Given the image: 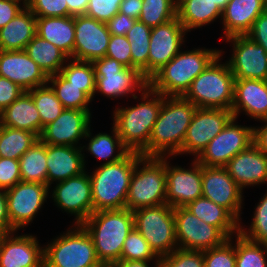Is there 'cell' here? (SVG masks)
Returning a JSON list of instances; mask_svg holds the SVG:
<instances>
[{
    "instance_id": "cell-22",
    "label": "cell",
    "mask_w": 267,
    "mask_h": 267,
    "mask_svg": "<svg viewBox=\"0 0 267 267\" xmlns=\"http://www.w3.org/2000/svg\"><path fill=\"white\" fill-rule=\"evenodd\" d=\"M14 233L0 236V267H44L43 247L36 236Z\"/></svg>"
},
{
    "instance_id": "cell-20",
    "label": "cell",
    "mask_w": 267,
    "mask_h": 267,
    "mask_svg": "<svg viewBox=\"0 0 267 267\" xmlns=\"http://www.w3.org/2000/svg\"><path fill=\"white\" fill-rule=\"evenodd\" d=\"M191 168L173 167L166 160V203L169 206L186 207L202 197V165L194 160Z\"/></svg>"
},
{
    "instance_id": "cell-39",
    "label": "cell",
    "mask_w": 267,
    "mask_h": 267,
    "mask_svg": "<svg viewBox=\"0 0 267 267\" xmlns=\"http://www.w3.org/2000/svg\"><path fill=\"white\" fill-rule=\"evenodd\" d=\"M70 63L64 65L60 74L73 85L80 89L92 100L95 95L96 76L92 62L70 59Z\"/></svg>"
},
{
    "instance_id": "cell-24",
    "label": "cell",
    "mask_w": 267,
    "mask_h": 267,
    "mask_svg": "<svg viewBox=\"0 0 267 267\" xmlns=\"http://www.w3.org/2000/svg\"><path fill=\"white\" fill-rule=\"evenodd\" d=\"M225 168L242 190L246 186L267 183V155L254 144L234 156Z\"/></svg>"
},
{
    "instance_id": "cell-31",
    "label": "cell",
    "mask_w": 267,
    "mask_h": 267,
    "mask_svg": "<svg viewBox=\"0 0 267 267\" xmlns=\"http://www.w3.org/2000/svg\"><path fill=\"white\" fill-rule=\"evenodd\" d=\"M186 208L205 223L217 227L228 239L239 233V221L223 206L203 196L190 202Z\"/></svg>"
},
{
    "instance_id": "cell-43",
    "label": "cell",
    "mask_w": 267,
    "mask_h": 267,
    "mask_svg": "<svg viewBox=\"0 0 267 267\" xmlns=\"http://www.w3.org/2000/svg\"><path fill=\"white\" fill-rule=\"evenodd\" d=\"M158 266L160 257L149 246L143 236L133 228L124 241L120 261H151Z\"/></svg>"
},
{
    "instance_id": "cell-56",
    "label": "cell",
    "mask_w": 267,
    "mask_h": 267,
    "mask_svg": "<svg viewBox=\"0 0 267 267\" xmlns=\"http://www.w3.org/2000/svg\"><path fill=\"white\" fill-rule=\"evenodd\" d=\"M265 123L262 127H253V144L267 155V119L261 120Z\"/></svg>"
},
{
    "instance_id": "cell-44",
    "label": "cell",
    "mask_w": 267,
    "mask_h": 267,
    "mask_svg": "<svg viewBox=\"0 0 267 267\" xmlns=\"http://www.w3.org/2000/svg\"><path fill=\"white\" fill-rule=\"evenodd\" d=\"M239 233L246 239L267 245V193L258 202L248 230L239 225Z\"/></svg>"
},
{
    "instance_id": "cell-59",
    "label": "cell",
    "mask_w": 267,
    "mask_h": 267,
    "mask_svg": "<svg viewBox=\"0 0 267 267\" xmlns=\"http://www.w3.org/2000/svg\"><path fill=\"white\" fill-rule=\"evenodd\" d=\"M147 262H150V261H119L118 263H116V266L117 267H149V264Z\"/></svg>"
},
{
    "instance_id": "cell-53",
    "label": "cell",
    "mask_w": 267,
    "mask_h": 267,
    "mask_svg": "<svg viewBox=\"0 0 267 267\" xmlns=\"http://www.w3.org/2000/svg\"><path fill=\"white\" fill-rule=\"evenodd\" d=\"M250 39L261 45L267 52V13L259 15L252 25L250 31L246 34Z\"/></svg>"
},
{
    "instance_id": "cell-54",
    "label": "cell",
    "mask_w": 267,
    "mask_h": 267,
    "mask_svg": "<svg viewBox=\"0 0 267 267\" xmlns=\"http://www.w3.org/2000/svg\"><path fill=\"white\" fill-rule=\"evenodd\" d=\"M20 2L21 0H0V29L6 26L26 7V4L20 6Z\"/></svg>"
},
{
    "instance_id": "cell-30",
    "label": "cell",
    "mask_w": 267,
    "mask_h": 267,
    "mask_svg": "<svg viewBox=\"0 0 267 267\" xmlns=\"http://www.w3.org/2000/svg\"><path fill=\"white\" fill-rule=\"evenodd\" d=\"M36 35V16L26 6L0 29V50H25Z\"/></svg>"
},
{
    "instance_id": "cell-8",
    "label": "cell",
    "mask_w": 267,
    "mask_h": 267,
    "mask_svg": "<svg viewBox=\"0 0 267 267\" xmlns=\"http://www.w3.org/2000/svg\"><path fill=\"white\" fill-rule=\"evenodd\" d=\"M74 227L43 247L44 267H90L99 262L89 233L81 224Z\"/></svg>"
},
{
    "instance_id": "cell-46",
    "label": "cell",
    "mask_w": 267,
    "mask_h": 267,
    "mask_svg": "<svg viewBox=\"0 0 267 267\" xmlns=\"http://www.w3.org/2000/svg\"><path fill=\"white\" fill-rule=\"evenodd\" d=\"M232 239L221 246L203 251L204 267H235L236 254Z\"/></svg>"
},
{
    "instance_id": "cell-5",
    "label": "cell",
    "mask_w": 267,
    "mask_h": 267,
    "mask_svg": "<svg viewBox=\"0 0 267 267\" xmlns=\"http://www.w3.org/2000/svg\"><path fill=\"white\" fill-rule=\"evenodd\" d=\"M221 53L205 48L180 51L149 80V87L163 96H183L192 81Z\"/></svg>"
},
{
    "instance_id": "cell-41",
    "label": "cell",
    "mask_w": 267,
    "mask_h": 267,
    "mask_svg": "<svg viewBox=\"0 0 267 267\" xmlns=\"http://www.w3.org/2000/svg\"><path fill=\"white\" fill-rule=\"evenodd\" d=\"M235 237V267H267L266 244L246 239L240 233Z\"/></svg>"
},
{
    "instance_id": "cell-13",
    "label": "cell",
    "mask_w": 267,
    "mask_h": 267,
    "mask_svg": "<svg viewBox=\"0 0 267 267\" xmlns=\"http://www.w3.org/2000/svg\"><path fill=\"white\" fill-rule=\"evenodd\" d=\"M50 187L38 182L20 181L5 190L10 232L17 231L33 221L44 205Z\"/></svg>"
},
{
    "instance_id": "cell-58",
    "label": "cell",
    "mask_w": 267,
    "mask_h": 267,
    "mask_svg": "<svg viewBox=\"0 0 267 267\" xmlns=\"http://www.w3.org/2000/svg\"><path fill=\"white\" fill-rule=\"evenodd\" d=\"M68 16L83 15L86 13L89 0H66Z\"/></svg>"
},
{
    "instance_id": "cell-55",
    "label": "cell",
    "mask_w": 267,
    "mask_h": 267,
    "mask_svg": "<svg viewBox=\"0 0 267 267\" xmlns=\"http://www.w3.org/2000/svg\"><path fill=\"white\" fill-rule=\"evenodd\" d=\"M142 4V0H122L119 7V12L138 20L142 9Z\"/></svg>"
},
{
    "instance_id": "cell-14",
    "label": "cell",
    "mask_w": 267,
    "mask_h": 267,
    "mask_svg": "<svg viewBox=\"0 0 267 267\" xmlns=\"http://www.w3.org/2000/svg\"><path fill=\"white\" fill-rule=\"evenodd\" d=\"M232 118L231 109L197 108L177 155L192 153L197 158Z\"/></svg>"
},
{
    "instance_id": "cell-17",
    "label": "cell",
    "mask_w": 267,
    "mask_h": 267,
    "mask_svg": "<svg viewBox=\"0 0 267 267\" xmlns=\"http://www.w3.org/2000/svg\"><path fill=\"white\" fill-rule=\"evenodd\" d=\"M242 192L225 167L202 165V196L223 206L238 221H241Z\"/></svg>"
},
{
    "instance_id": "cell-33",
    "label": "cell",
    "mask_w": 267,
    "mask_h": 267,
    "mask_svg": "<svg viewBox=\"0 0 267 267\" xmlns=\"http://www.w3.org/2000/svg\"><path fill=\"white\" fill-rule=\"evenodd\" d=\"M25 52L48 77L60 73L66 61L70 60L59 48L37 34L27 44Z\"/></svg>"
},
{
    "instance_id": "cell-62",
    "label": "cell",
    "mask_w": 267,
    "mask_h": 267,
    "mask_svg": "<svg viewBox=\"0 0 267 267\" xmlns=\"http://www.w3.org/2000/svg\"><path fill=\"white\" fill-rule=\"evenodd\" d=\"M265 12L267 13V0H265Z\"/></svg>"
},
{
    "instance_id": "cell-7",
    "label": "cell",
    "mask_w": 267,
    "mask_h": 267,
    "mask_svg": "<svg viewBox=\"0 0 267 267\" xmlns=\"http://www.w3.org/2000/svg\"><path fill=\"white\" fill-rule=\"evenodd\" d=\"M166 158L143 156L136 163L125 208L134 212L166 203Z\"/></svg>"
},
{
    "instance_id": "cell-48",
    "label": "cell",
    "mask_w": 267,
    "mask_h": 267,
    "mask_svg": "<svg viewBox=\"0 0 267 267\" xmlns=\"http://www.w3.org/2000/svg\"><path fill=\"white\" fill-rule=\"evenodd\" d=\"M122 0H89L85 15L107 23L119 12Z\"/></svg>"
},
{
    "instance_id": "cell-28",
    "label": "cell",
    "mask_w": 267,
    "mask_h": 267,
    "mask_svg": "<svg viewBox=\"0 0 267 267\" xmlns=\"http://www.w3.org/2000/svg\"><path fill=\"white\" fill-rule=\"evenodd\" d=\"M36 34L74 59V16L36 17Z\"/></svg>"
},
{
    "instance_id": "cell-60",
    "label": "cell",
    "mask_w": 267,
    "mask_h": 267,
    "mask_svg": "<svg viewBox=\"0 0 267 267\" xmlns=\"http://www.w3.org/2000/svg\"><path fill=\"white\" fill-rule=\"evenodd\" d=\"M90 267H117V266L116 263L99 261L98 263Z\"/></svg>"
},
{
    "instance_id": "cell-57",
    "label": "cell",
    "mask_w": 267,
    "mask_h": 267,
    "mask_svg": "<svg viewBox=\"0 0 267 267\" xmlns=\"http://www.w3.org/2000/svg\"><path fill=\"white\" fill-rule=\"evenodd\" d=\"M0 233H10V220L7 213L6 192L0 189Z\"/></svg>"
},
{
    "instance_id": "cell-36",
    "label": "cell",
    "mask_w": 267,
    "mask_h": 267,
    "mask_svg": "<svg viewBox=\"0 0 267 267\" xmlns=\"http://www.w3.org/2000/svg\"><path fill=\"white\" fill-rule=\"evenodd\" d=\"M23 182L47 185V144L38 139L19 159Z\"/></svg>"
},
{
    "instance_id": "cell-6",
    "label": "cell",
    "mask_w": 267,
    "mask_h": 267,
    "mask_svg": "<svg viewBox=\"0 0 267 267\" xmlns=\"http://www.w3.org/2000/svg\"><path fill=\"white\" fill-rule=\"evenodd\" d=\"M221 54L193 81L183 97L197 108L232 109L235 78Z\"/></svg>"
},
{
    "instance_id": "cell-35",
    "label": "cell",
    "mask_w": 267,
    "mask_h": 267,
    "mask_svg": "<svg viewBox=\"0 0 267 267\" xmlns=\"http://www.w3.org/2000/svg\"><path fill=\"white\" fill-rule=\"evenodd\" d=\"M112 135L110 136L107 133H99L95 136H91L90 127L86 134V138H91L89 140L88 146L86 147L87 151L90 152L98 159H109L103 164H111L118 162L125 158L130 151L124 145L123 141L121 140L115 126L112 127ZM118 148V149H117ZM116 149L119 151L116 155H114Z\"/></svg>"
},
{
    "instance_id": "cell-4",
    "label": "cell",
    "mask_w": 267,
    "mask_h": 267,
    "mask_svg": "<svg viewBox=\"0 0 267 267\" xmlns=\"http://www.w3.org/2000/svg\"><path fill=\"white\" fill-rule=\"evenodd\" d=\"M81 225L91 236L99 261L118 263L134 216L127 208L95 211Z\"/></svg>"
},
{
    "instance_id": "cell-25",
    "label": "cell",
    "mask_w": 267,
    "mask_h": 267,
    "mask_svg": "<svg viewBox=\"0 0 267 267\" xmlns=\"http://www.w3.org/2000/svg\"><path fill=\"white\" fill-rule=\"evenodd\" d=\"M233 117L241 110L259 121L267 119V80L235 79Z\"/></svg>"
},
{
    "instance_id": "cell-11",
    "label": "cell",
    "mask_w": 267,
    "mask_h": 267,
    "mask_svg": "<svg viewBox=\"0 0 267 267\" xmlns=\"http://www.w3.org/2000/svg\"><path fill=\"white\" fill-rule=\"evenodd\" d=\"M232 118L195 160L208 167H225L239 152L253 144V127L236 125Z\"/></svg>"
},
{
    "instance_id": "cell-40",
    "label": "cell",
    "mask_w": 267,
    "mask_h": 267,
    "mask_svg": "<svg viewBox=\"0 0 267 267\" xmlns=\"http://www.w3.org/2000/svg\"><path fill=\"white\" fill-rule=\"evenodd\" d=\"M40 114L41 132L43 127L56 120L65 109L50 84H45L27 91Z\"/></svg>"
},
{
    "instance_id": "cell-50",
    "label": "cell",
    "mask_w": 267,
    "mask_h": 267,
    "mask_svg": "<svg viewBox=\"0 0 267 267\" xmlns=\"http://www.w3.org/2000/svg\"><path fill=\"white\" fill-rule=\"evenodd\" d=\"M20 181L19 160L0 157V189L7 190Z\"/></svg>"
},
{
    "instance_id": "cell-47",
    "label": "cell",
    "mask_w": 267,
    "mask_h": 267,
    "mask_svg": "<svg viewBox=\"0 0 267 267\" xmlns=\"http://www.w3.org/2000/svg\"><path fill=\"white\" fill-rule=\"evenodd\" d=\"M26 6L36 17L68 16L66 0H29Z\"/></svg>"
},
{
    "instance_id": "cell-45",
    "label": "cell",
    "mask_w": 267,
    "mask_h": 267,
    "mask_svg": "<svg viewBox=\"0 0 267 267\" xmlns=\"http://www.w3.org/2000/svg\"><path fill=\"white\" fill-rule=\"evenodd\" d=\"M158 267H204L203 252L177 248L160 257Z\"/></svg>"
},
{
    "instance_id": "cell-23",
    "label": "cell",
    "mask_w": 267,
    "mask_h": 267,
    "mask_svg": "<svg viewBox=\"0 0 267 267\" xmlns=\"http://www.w3.org/2000/svg\"><path fill=\"white\" fill-rule=\"evenodd\" d=\"M0 76L17 84L24 91L48 84V76L25 50H0Z\"/></svg>"
},
{
    "instance_id": "cell-61",
    "label": "cell",
    "mask_w": 267,
    "mask_h": 267,
    "mask_svg": "<svg viewBox=\"0 0 267 267\" xmlns=\"http://www.w3.org/2000/svg\"><path fill=\"white\" fill-rule=\"evenodd\" d=\"M230 0H213L214 3L223 11Z\"/></svg>"
},
{
    "instance_id": "cell-34",
    "label": "cell",
    "mask_w": 267,
    "mask_h": 267,
    "mask_svg": "<svg viewBox=\"0 0 267 267\" xmlns=\"http://www.w3.org/2000/svg\"><path fill=\"white\" fill-rule=\"evenodd\" d=\"M151 29L136 20L132 29L126 34L131 47V68L138 69L148 81Z\"/></svg>"
},
{
    "instance_id": "cell-32",
    "label": "cell",
    "mask_w": 267,
    "mask_h": 267,
    "mask_svg": "<svg viewBox=\"0 0 267 267\" xmlns=\"http://www.w3.org/2000/svg\"><path fill=\"white\" fill-rule=\"evenodd\" d=\"M222 17V11L213 0H181L177 4V18L186 31L200 28Z\"/></svg>"
},
{
    "instance_id": "cell-27",
    "label": "cell",
    "mask_w": 267,
    "mask_h": 267,
    "mask_svg": "<svg viewBox=\"0 0 267 267\" xmlns=\"http://www.w3.org/2000/svg\"><path fill=\"white\" fill-rule=\"evenodd\" d=\"M265 12V0H230L222 11L224 38L246 35L260 14Z\"/></svg>"
},
{
    "instance_id": "cell-26",
    "label": "cell",
    "mask_w": 267,
    "mask_h": 267,
    "mask_svg": "<svg viewBox=\"0 0 267 267\" xmlns=\"http://www.w3.org/2000/svg\"><path fill=\"white\" fill-rule=\"evenodd\" d=\"M86 146H61L47 144V185L64 181L85 172V157L82 154Z\"/></svg>"
},
{
    "instance_id": "cell-18",
    "label": "cell",
    "mask_w": 267,
    "mask_h": 267,
    "mask_svg": "<svg viewBox=\"0 0 267 267\" xmlns=\"http://www.w3.org/2000/svg\"><path fill=\"white\" fill-rule=\"evenodd\" d=\"M74 59L93 62L106 55L111 34L106 23L85 14L74 16Z\"/></svg>"
},
{
    "instance_id": "cell-2",
    "label": "cell",
    "mask_w": 267,
    "mask_h": 267,
    "mask_svg": "<svg viewBox=\"0 0 267 267\" xmlns=\"http://www.w3.org/2000/svg\"><path fill=\"white\" fill-rule=\"evenodd\" d=\"M141 94L144 102L132 107L115 109L113 125L130 152H138L142 156L148 157L151 131L157 120L164 96L149 86Z\"/></svg>"
},
{
    "instance_id": "cell-52",
    "label": "cell",
    "mask_w": 267,
    "mask_h": 267,
    "mask_svg": "<svg viewBox=\"0 0 267 267\" xmlns=\"http://www.w3.org/2000/svg\"><path fill=\"white\" fill-rule=\"evenodd\" d=\"M135 21L136 19L118 12L106 23V25L111 35L126 36L132 29Z\"/></svg>"
},
{
    "instance_id": "cell-1",
    "label": "cell",
    "mask_w": 267,
    "mask_h": 267,
    "mask_svg": "<svg viewBox=\"0 0 267 267\" xmlns=\"http://www.w3.org/2000/svg\"><path fill=\"white\" fill-rule=\"evenodd\" d=\"M197 107L183 96H164L152 128L148 157L176 156L182 149L188 126Z\"/></svg>"
},
{
    "instance_id": "cell-16",
    "label": "cell",
    "mask_w": 267,
    "mask_h": 267,
    "mask_svg": "<svg viewBox=\"0 0 267 267\" xmlns=\"http://www.w3.org/2000/svg\"><path fill=\"white\" fill-rule=\"evenodd\" d=\"M51 195L56 206L75 215V224H82L93 213L90 175L82 174L56 183Z\"/></svg>"
},
{
    "instance_id": "cell-21",
    "label": "cell",
    "mask_w": 267,
    "mask_h": 267,
    "mask_svg": "<svg viewBox=\"0 0 267 267\" xmlns=\"http://www.w3.org/2000/svg\"><path fill=\"white\" fill-rule=\"evenodd\" d=\"M90 118V111L64 109L56 120L43 127L39 139L49 145L77 147L88 132Z\"/></svg>"
},
{
    "instance_id": "cell-19",
    "label": "cell",
    "mask_w": 267,
    "mask_h": 267,
    "mask_svg": "<svg viewBox=\"0 0 267 267\" xmlns=\"http://www.w3.org/2000/svg\"><path fill=\"white\" fill-rule=\"evenodd\" d=\"M186 30L177 17L152 27L149 51V80L181 50Z\"/></svg>"
},
{
    "instance_id": "cell-9",
    "label": "cell",
    "mask_w": 267,
    "mask_h": 267,
    "mask_svg": "<svg viewBox=\"0 0 267 267\" xmlns=\"http://www.w3.org/2000/svg\"><path fill=\"white\" fill-rule=\"evenodd\" d=\"M133 216L134 228L159 257L178 248L173 207L164 203L140 208L133 212Z\"/></svg>"
},
{
    "instance_id": "cell-37",
    "label": "cell",
    "mask_w": 267,
    "mask_h": 267,
    "mask_svg": "<svg viewBox=\"0 0 267 267\" xmlns=\"http://www.w3.org/2000/svg\"><path fill=\"white\" fill-rule=\"evenodd\" d=\"M38 139L30 131L0 125V157L19 160Z\"/></svg>"
},
{
    "instance_id": "cell-42",
    "label": "cell",
    "mask_w": 267,
    "mask_h": 267,
    "mask_svg": "<svg viewBox=\"0 0 267 267\" xmlns=\"http://www.w3.org/2000/svg\"><path fill=\"white\" fill-rule=\"evenodd\" d=\"M139 21L146 26L156 27L177 17L175 0H142Z\"/></svg>"
},
{
    "instance_id": "cell-51",
    "label": "cell",
    "mask_w": 267,
    "mask_h": 267,
    "mask_svg": "<svg viewBox=\"0 0 267 267\" xmlns=\"http://www.w3.org/2000/svg\"><path fill=\"white\" fill-rule=\"evenodd\" d=\"M24 90L9 79L0 76V113L18 99Z\"/></svg>"
},
{
    "instance_id": "cell-29",
    "label": "cell",
    "mask_w": 267,
    "mask_h": 267,
    "mask_svg": "<svg viewBox=\"0 0 267 267\" xmlns=\"http://www.w3.org/2000/svg\"><path fill=\"white\" fill-rule=\"evenodd\" d=\"M0 125L27 130L40 136L41 117L27 91L0 113Z\"/></svg>"
},
{
    "instance_id": "cell-10",
    "label": "cell",
    "mask_w": 267,
    "mask_h": 267,
    "mask_svg": "<svg viewBox=\"0 0 267 267\" xmlns=\"http://www.w3.org/2000/svg\"><path fill=\"white\" fill-rule=\"evenodd\" d=\"M96 76L95 93L99 92L109 98H120L138 90L142 92L149 81L138 69L128 68L113 58L104 56L93 62Z\"/></svg>"
},
{
    "instance_id": "cell-15",
    "label": "cell",
    "mask_w": 267,
    "mask_h": 267,
    "mask_svg": "<svg viewBox=\"0 0 267 267\" xmlns=\"http://www.w3.org/2000/svg\"><path fill=\"white\" fill-rule=\"evenodd\" d=\"M233 43L228 62L235 79L267 80V52L247 35L226 38Z\"/></svg>"
},
{
    "instance_id": "cell-63",
    "label": "cell",
    "mask_w": 267,
    "mask_h": 267,
    "mask_svg": "<svg viewBox=\"0 0 267 267\" xmlns=\"http://www.w3.org/2000/svg\"><path fill=\"white\" fill-rule=\"evenodd\" d=\"M23 4H27L28 0H21Z\"/></svg>"
},
{
    "instance_id": "cell-12",
    "label": "cell",
    "mask_w": 267,
    "mask_h": 267,
    "mask_svg": "<svg viewBox=\"0 0 267 267\" xmlns=\"http://www.w3.org/2000/svg\"><path fill=\"white\" fill-rule=\"evenodd\" d=\"M179 249L206 251L221 246L228 238L215 226L205 223L186 207L174 208Z\"/></svg>"
},
{
    "instance_id": "cell-38",
    "label": "cell",
    "mask_w": 267,
    "mask_h": 267,
    "mask_svg": "<svg viewBox=\"0 0 267 267\" xmlns=\"http://www.w3.org/2000/svg\"><path fill=\"white\" fill-rule=\"evenodd\" d=\"M65 109L90 111L88 104L91 99L80 89L67 81L60 73L49 76L48 84Z\"/></svg>"
},
{
    "instance_id": "cell-3",
    "label": "cell",
    "mask_w": 267,
    "mask_h": 267,
    "mask_svg": "<svg viewBox=\"0 0 267 267\" xmlns=\"http://www.w3.org/2000/svg\"><path fill=\"white\" fill-rule=\"evenodd\" d=\"M143 156L130 152L122 160L102 164L90 175L93 212L124 209L136 163Z\"/></svg>"
},
{
    "instance_id": "cell-49",
    "label": "cell",
    "mask_w": 267,
    "mask_h": 267,
    "mask_svg": "<svg viewBox=\"0 0 267 267\" xmlns=\"http://www.w3.org/2000/svg\"><path fill=\"white\" fill-rule=\"evenodd\" d=\"M105 56L131 68V47L126 36L111 35Z\"/></svg>"
}]
</instances>
